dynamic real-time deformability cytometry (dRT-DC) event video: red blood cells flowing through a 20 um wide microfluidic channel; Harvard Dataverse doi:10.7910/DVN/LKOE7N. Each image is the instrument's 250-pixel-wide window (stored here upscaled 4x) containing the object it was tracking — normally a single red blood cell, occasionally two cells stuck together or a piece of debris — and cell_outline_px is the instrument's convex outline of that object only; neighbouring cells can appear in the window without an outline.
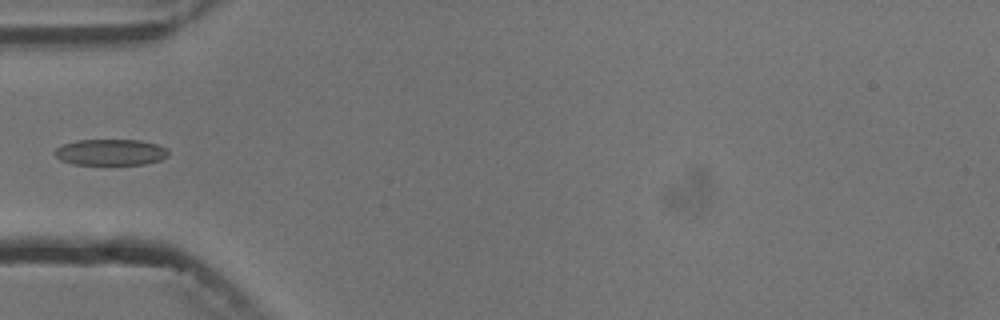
{"species": "common noctule bat (a hibernating species)", "species_latin": "Nyctalus noctula", "temperature_condition": "cold", "stored_images_in_passage": 5, "segment_of_instrument_passage": [2, 2], "camera_frame_rate_fps": 3000, "um_per_image_px": 0.085, "animal": {"sex": "male", "body_mass_g": 13.3}, "frame": {"image": 1, "passage_image": 4, "time_ms": 3.667, "image_size_px": [1000, 320], "cell_outline_px": [[168, 156], [160, 160], [144, 164], [72, 164], [60, 160], [52, 152], [56, 148], [64, 144], [76, 140], [140, 140], [156, 144], [168, 148]], "centroid_in_image_um": [9.39, 12.94], "position_along_channel_um": 75.6, "area_um2": 17.34}}
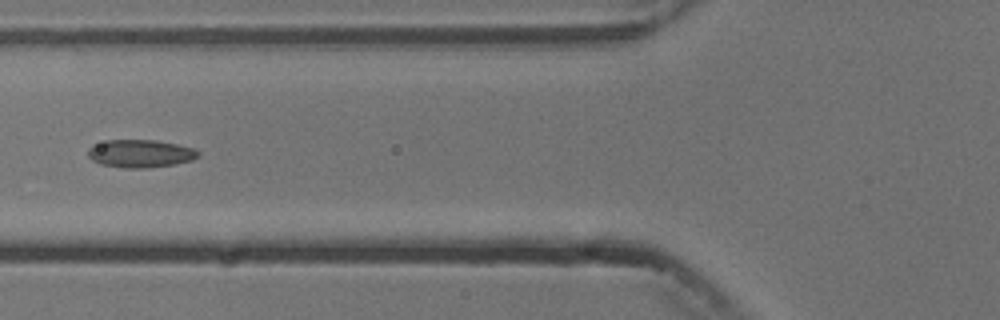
{"frame": {"image": 2, "passage_image": 5, "time_ms": 4.667, "image_size_px": [1000, 320], "cell_outline_px": [[200, 156], [192, 160], [176, 164], [148, 168], [124, 168], [100, 164], [92, 160], [88, 156], [88, 148], [108, 140], [156, 140], [196, 148], [200, 152]], "centroid_in_image_um": [11.98, 13.06], "position_along_channel_um": 113.8, "area_um2": 17.98}}